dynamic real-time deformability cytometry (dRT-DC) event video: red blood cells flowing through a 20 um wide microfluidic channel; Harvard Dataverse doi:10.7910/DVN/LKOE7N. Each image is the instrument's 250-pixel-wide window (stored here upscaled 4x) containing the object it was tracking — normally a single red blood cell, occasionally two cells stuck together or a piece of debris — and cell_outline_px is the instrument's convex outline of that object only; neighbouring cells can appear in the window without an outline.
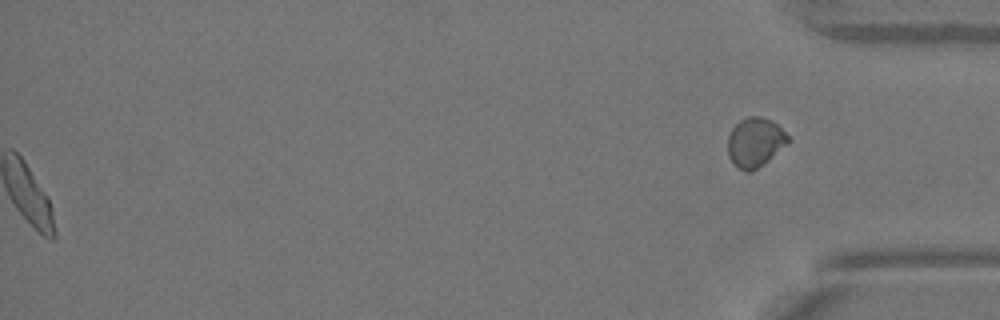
{"species": "Egyptian fruit bat (a non-hibernating species)", "species_latin": "Rousettus aegyptiacus", "temperature_condition": "warm", "stored_images_in_passage": 39, "segment_of_instrument_passage": [2, 2], "camera_frame_rate_fps": 3000, "um_per_image_px": 0.085, "animal": {"sex": "female"}, "frame": {"image": 1, "passage_image": 39, "time_ms": 12.667, "image_size_px": [1000, 320], "cell_outline_px": [[792, 140], [788, 144], [764, 164], [752, 172], [744, 172], [732, 164], [728, 156], [728, 136], [732, 128], [740, 120], [748, 116], [760, 116], [772, 120]], "centroid_in_image_um": [64.18, 12.12], "position_along_channel_um": 371.0, "area_um2": 17.63}}